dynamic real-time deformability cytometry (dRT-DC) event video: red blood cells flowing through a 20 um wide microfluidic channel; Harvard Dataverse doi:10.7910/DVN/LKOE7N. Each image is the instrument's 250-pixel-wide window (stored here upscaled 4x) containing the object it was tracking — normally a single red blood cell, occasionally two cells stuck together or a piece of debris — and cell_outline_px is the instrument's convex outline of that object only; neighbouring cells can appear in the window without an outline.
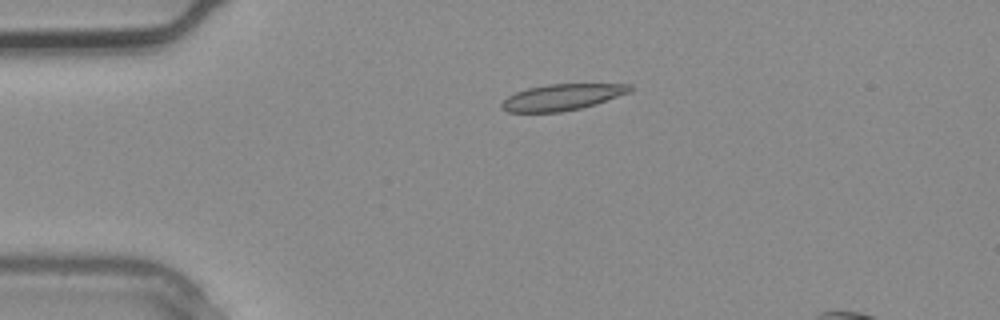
{"species": "common noctule bat (a hibernating species)", "species_latin": "Nyctalus noctula", "temperature_condition": "warm", "stored_images_in_passage": 2, "camera_frame_rate_fps": 3000, "um_per_image_px": 0.085, "animal": {"sex": "male", "body_mass_g": 20.4}, "frame": {"image": 1, "passage_image": 1, "time_ms": 0.0, "image_size_px": [1000, 320], "cell_outline_px": [[632, 92], [596, 104], [580, 108], [560, 112], [508, 112], [500, 108], [500, 104], [508, 96], [516, 92], [528, 88], [548, 84], [632, 84]], "centroid_in_image_um": [47.79, 8.26], "position_along_channel_um": 37.2, "area_um2": 19.65}}